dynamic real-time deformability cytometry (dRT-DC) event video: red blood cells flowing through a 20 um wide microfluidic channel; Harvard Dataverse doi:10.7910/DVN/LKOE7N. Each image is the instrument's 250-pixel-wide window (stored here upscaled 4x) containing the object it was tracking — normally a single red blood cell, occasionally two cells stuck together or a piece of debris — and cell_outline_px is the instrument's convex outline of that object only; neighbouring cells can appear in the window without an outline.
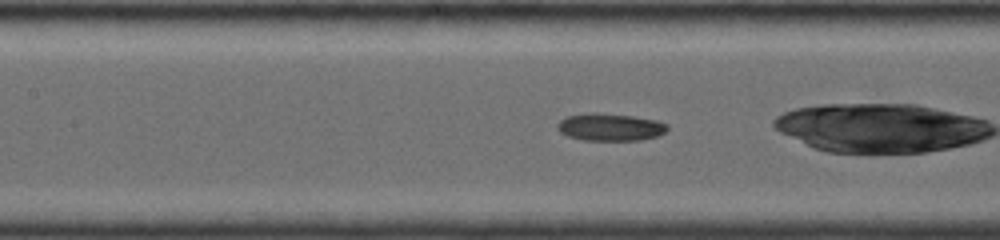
{"species": "common noctule bat (a hibernating species)", "species_latin": "Nyctalus noctula", "temperature_condition": "room temperature", "stored_images_in_passage": 43, "camera_frame_rate_fps": 4000, "um_per_image_px": 0.085, "animal": {"sex": "female", "body_mass_g": 19.0, "forearm_length_mm": 56.7}, "frame": {"image": 1, "passage_image": 6, "time_ms": 2.0, "image_size_px": [1000, 240], "cell_outline_px": [[668, 128], [664, 132], [656, 136], [640, 140], [584, 140], [568, 136], [560, 132], [556, 128], [556, 124], [560, 120], [568, 116], [592, 112], [596, 112], [632, 116], [656, 120], [668, 124]], "centroid_in_image_um": [51.84, 10.8], "position_along_channel_um": 155.6, "area_um2": 17.51}}
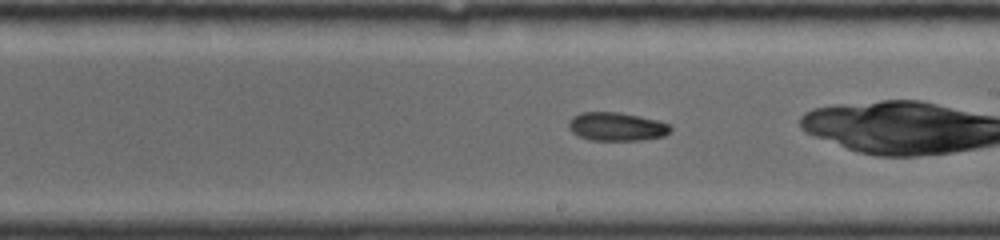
{"frame": {"image": 2, "passage_image": 11, "time_ms": 4.0, "image_size_px": [1000, 240], "cell_outline_px": [[672, 128], [664, 136], [640, 140], [588, 140], [572, 132], [568, 128], [568, 120], [572, 116], [580, 112], [620, 112], [656, 120], [672, 124]], "centroid_in_image_um": [52.38, 10.75], "position_along_channel_um": 236.6, "area_um2": 16.99}}